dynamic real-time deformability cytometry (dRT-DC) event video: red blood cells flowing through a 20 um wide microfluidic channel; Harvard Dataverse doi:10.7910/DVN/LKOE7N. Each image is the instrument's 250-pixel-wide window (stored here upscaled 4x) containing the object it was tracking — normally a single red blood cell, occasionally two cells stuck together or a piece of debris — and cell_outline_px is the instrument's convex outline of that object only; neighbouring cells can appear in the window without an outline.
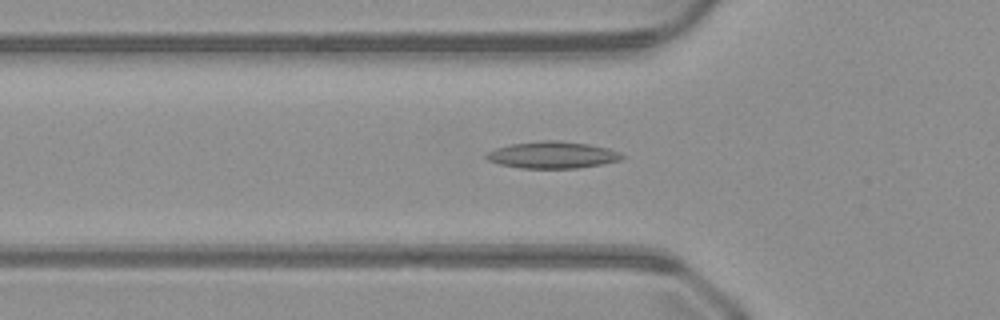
{"species": "common noctule bat (a hibernating species)", "species_latin": "Nyctalus noctula", "temperature_condition": "warm", "stored_images_in_passage": 49, "camera_frame_rate_fps": 3000, "um_per_image_px": 0.085, "animal": {"sex": "male", "body_mass_g": 23.1, "forearm_length_mm": 52.7}, "frame": {"image": 1, "passage_image": 16, "time_ms": 5.0, "image_size_px": [1000, 320], "cell_outline_px": [[628, 156], [620, 160], [604, 164], [576, 168], [520, 168], [500, 164], [488, 160], [484, 156], [488, 152], [496, 148], [508, 144], [540, 140], [560, 140], [588, 144], [608, 148], [620, 152]], "centroid_in_image_um": [46.99, 13.16], "position_along_channel_um": 78.8, "area_um2": 21.44}}
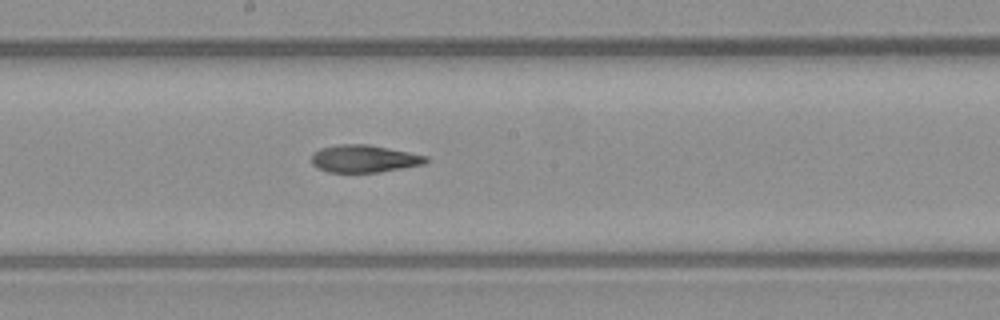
{"frame": {"image": 2, "passage_image": 26, "time_ms": 8.333, "image_size_px": [1000, 320], "cell_outline_px": [[432, 160], [424, 164], [380, 172], [328, 172], [316, 168], [312, 164], [312, 156], [320, 148], [336, 144], [368, 144], [428, 156]], "centroid_in_image_um": [30.97, 13.49], "position_along_channel_um": 217.2, "area_um2": 18.38}}
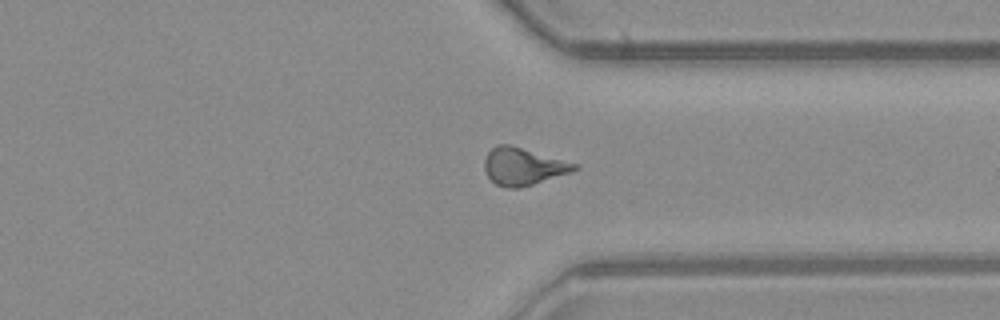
{"frame": {"image": 3, "passage_image": 37, "time_ms": 12.0, "image_size_px": [1000, 320], "cell_outline_px": [[580, 168], [572, 172], [532, 184], [516, 188], [508, 188], [496, 184], [488, 176], [484, 168], [484, 160], [488, 152], [496, 144], [508, 144], [580, 164]], "centroid_in_image_um": [44.49, 14.14], "position_along_channel_um": 366.9, "area_um2": 19.48}}